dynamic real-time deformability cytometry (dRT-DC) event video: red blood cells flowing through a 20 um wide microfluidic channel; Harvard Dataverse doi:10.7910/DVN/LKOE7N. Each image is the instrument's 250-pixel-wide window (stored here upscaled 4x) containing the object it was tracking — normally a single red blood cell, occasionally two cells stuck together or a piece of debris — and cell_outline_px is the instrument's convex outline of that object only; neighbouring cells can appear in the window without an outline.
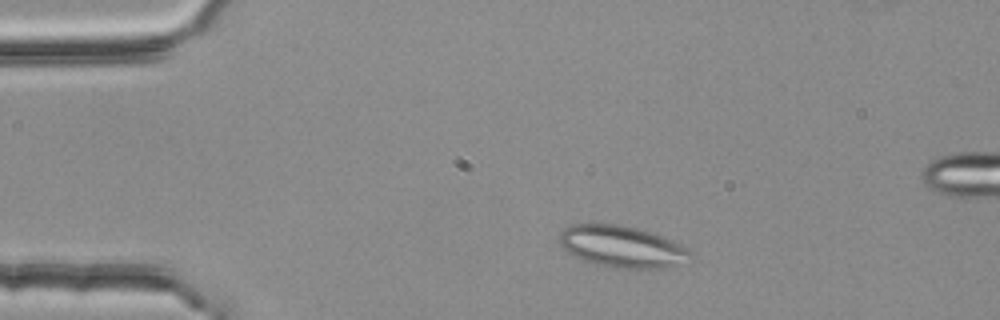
{"species": "common noctule bat (a hibernating species)", "species_latin": "Nyctalus noctula", "temperature_condition": "room temperature", "stored_images_in_passage": 5, "camera_frame_rate_fps": 3000, "um_per_image_px": 0.085, "animal": {"sex": "female", "body_mass_g": 25.1}, "frame": {"image": 1, "passage_image": 2, "time_ms": 0.333, "image_size_px": [1000, 320], "cell_outline_px": [[688, 264], [664, 268], [612, 268], [596, 264], [584, 260], [568, 252], [560, 244], [560, 232], [564, 228], [572, 224], [620, 224], [636, 228], [664, 236], [688, 248]], "centroid_in_image_um": [52.89, 20.97], "position_along_channel_um": 32.1, "area_um2": 31.79}}